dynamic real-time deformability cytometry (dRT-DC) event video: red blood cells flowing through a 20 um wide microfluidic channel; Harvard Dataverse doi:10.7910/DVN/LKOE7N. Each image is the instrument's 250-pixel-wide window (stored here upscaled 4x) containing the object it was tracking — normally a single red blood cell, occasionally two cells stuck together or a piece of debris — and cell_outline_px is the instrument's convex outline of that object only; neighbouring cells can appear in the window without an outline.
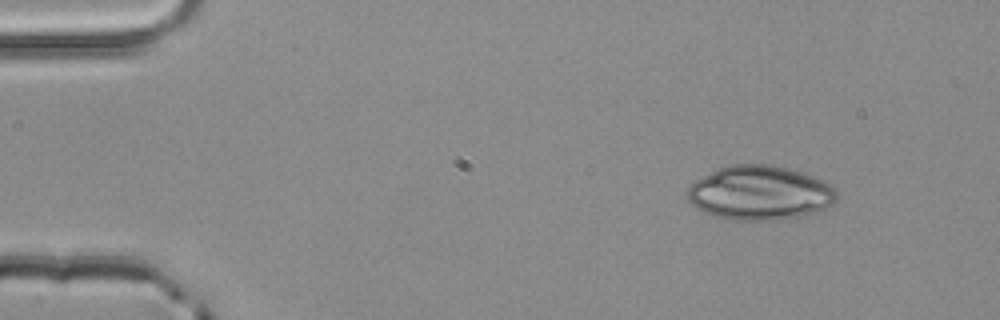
{"species": "common noctule bat (a hibernating species)", "species_latin": "Nyctalus noctula", "temperature_condition": "room temperature", "stored_images_in_passage": 3, "camera_frame_rate_fps": 3000, "um_per_image_px": 0.085, "animal": {"sex": "male", "body_mass_g": 20.4}, "frame": {"image": 1, "passage_image": 1, "time_ms": 0.0, "image_size_px": [1000, 320], "cell_outline_px": [[840, 196], [824, 212], [804, 216], [776, 220], [732, 220], [712, 216], [696, 208], [688, 200], [688, 188], [696, 180], [728, 164], [772, 164], [788, 168], [824, 180], [832, 184], [836, 188]], "centroid_in_image_um": [64.67, 16.41], "position_along_channel_um": 20.3, "area_um2": 47.92}}